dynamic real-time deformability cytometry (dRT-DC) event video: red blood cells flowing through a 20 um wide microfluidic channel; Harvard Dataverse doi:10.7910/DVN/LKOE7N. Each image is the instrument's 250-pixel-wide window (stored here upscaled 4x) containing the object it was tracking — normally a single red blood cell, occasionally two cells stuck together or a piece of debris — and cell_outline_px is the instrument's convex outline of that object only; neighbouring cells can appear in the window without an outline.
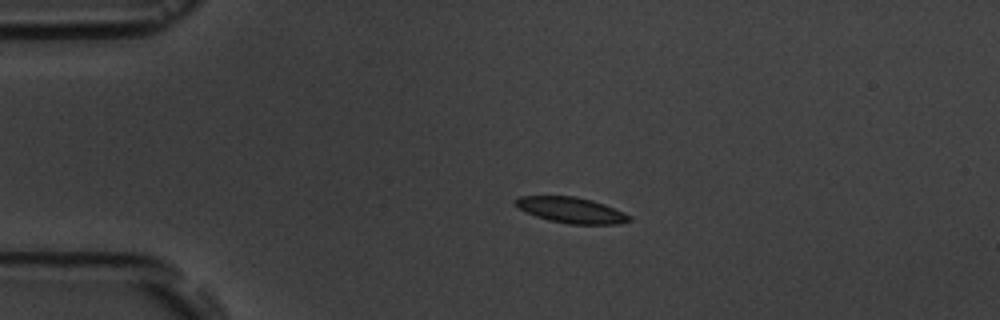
{"species": "common noctule bat (a hibernating species)", "species_latin": "Nyctalus noctula", "temperature_condition": "room temperature", "stored_images_in_passage": 4, "camera_frame_rate_fps": 3000, "um_per_image_px": 0.085, "animal": {"sex": "male", "body_mass_g": 19.5, "forearm_length_mm": 54.6}, "frame": {"image": 1, "passage_image": 3, "time_ms": 2.333, "image_size_px": [1000, 320], "cell_outline_px": [[632, 220], [616, 224], [568, 224], [548, 220], [536, 216], [512, 204], [512, 200], [520, 196], [572, 196], [592, 200], [604, 204], [624, 212], [632, 216]], "centroid_in_image_um": [48.54, 17.86], "position_along_channel_um": 36.5, "area_um2": 17.11}}